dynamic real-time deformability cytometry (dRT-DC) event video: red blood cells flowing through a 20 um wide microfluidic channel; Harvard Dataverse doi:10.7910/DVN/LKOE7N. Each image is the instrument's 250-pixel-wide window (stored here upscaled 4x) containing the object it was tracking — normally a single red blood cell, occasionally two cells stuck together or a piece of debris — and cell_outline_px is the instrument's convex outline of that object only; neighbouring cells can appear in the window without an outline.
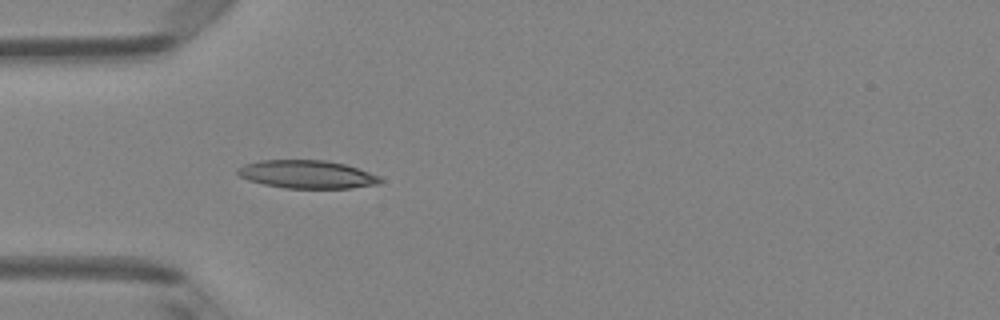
{"species": "Egyptian fruit bat (a non-hibernating species)", "species_latin": "Rousettus aegyptiacus", "temperature_condition": "room temperature", "stored_images_in_passage": 5, "camera_frame_rate_fps": 3000, "um_per_image_px": 0.085, "animal": {"sex": "female"}, "frame": {"image": 1, "passage_image": 5, "time_ms": 4.667, "image_size_px": [1000, 320], "cell_outline_px": [[384, 180], [376, 184], [352, 188], [284, 188], [264, 184], [248, 180], [240, 176], [236, 172], [236, 168], [244, 164], [260, 160], [324, 160], [344, 164], [380, 176]], "centroid_in_image_um": [26.06, 14.82], "position_along_channel_um": 58.9, "area_um2": 23.29}}